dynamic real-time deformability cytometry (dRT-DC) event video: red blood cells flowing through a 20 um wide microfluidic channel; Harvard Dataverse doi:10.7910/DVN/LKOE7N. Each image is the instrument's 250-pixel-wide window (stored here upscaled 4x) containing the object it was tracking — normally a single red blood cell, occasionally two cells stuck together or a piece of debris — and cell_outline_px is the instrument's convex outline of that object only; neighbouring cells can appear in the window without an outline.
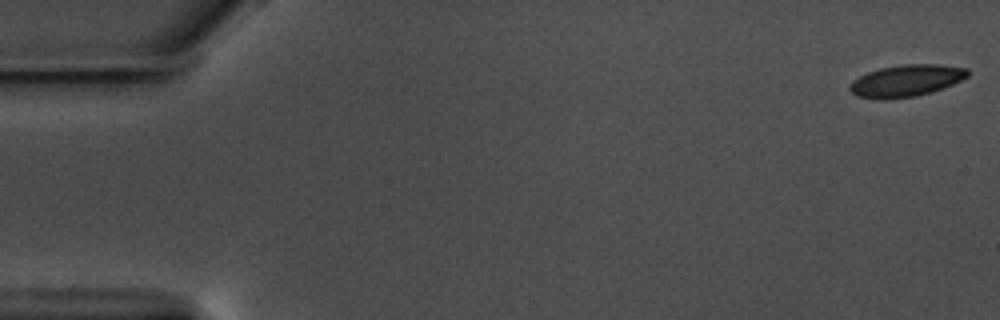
{"species": "common noctule bat (a hibernating species)", "species_latin": "Nyctalus noctula", "temperature_condition": "warm", "stored_images_in_passage": 10, "camera_frame_rate_fps": 3000, "um_per_image_px": 0.085, "animal": {"sex": "male", "body_mass_g": 17.5, "forearm_length_mm": 52.3}, "frame": {"image": 1, "passage_image": 1, "time_ms": 0.0, "image_size_px": [1000, 320], "cell_outline_px": [[968, 76], [952, 84], [932, 92], [916, 96], [884, 100], [856, 96], [848, 88], [852, 80], [868, 72], [880, 68], [904, 64], [940, 64], [968, 68]], "centroid_in_image_um": [77.01, 6.86], "position_along_channel_um": 8.0, "area_um2": 21.91}}